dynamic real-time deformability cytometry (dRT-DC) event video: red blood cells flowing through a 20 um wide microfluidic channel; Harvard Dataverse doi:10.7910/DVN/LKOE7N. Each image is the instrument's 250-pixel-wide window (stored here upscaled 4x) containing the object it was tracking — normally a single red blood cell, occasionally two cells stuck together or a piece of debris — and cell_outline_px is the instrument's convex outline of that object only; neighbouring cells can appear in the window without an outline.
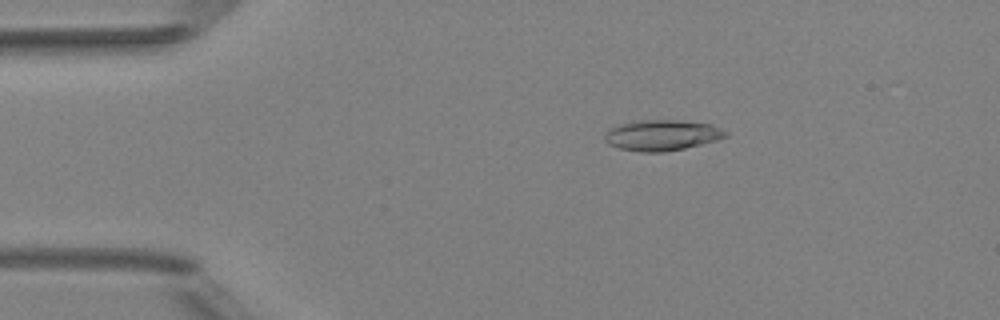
{"species": "Egyptian fruit bat (a non-hibernating species)", "species_latin": "Rousettus aegyptiacus", "temperature_condition": "room temperature", "stored_images_in_passage": 4, "camera_frame_rate_fps": 3000, "um_per_image_px": 0.085, "animal": {"sex": "female"}, "frame": {"image": 1, "passage_image": 1, "time_ms": 0.0, "image_size_px": [1000, 320], "cell_outline_px": [[728, 136], [716, 140], [684, 148], [664, 152], [640, 152], [620, 148], [608, 144], [604, 140], [604, 136], [612, 128], [620, 124], [640, 120], [676, 120], [712, 124], [728, 132]], "centroid_in_image_um": [56.28, 11.49], "position_along_channel_um": 28.7, "area_um2": 21.44}}
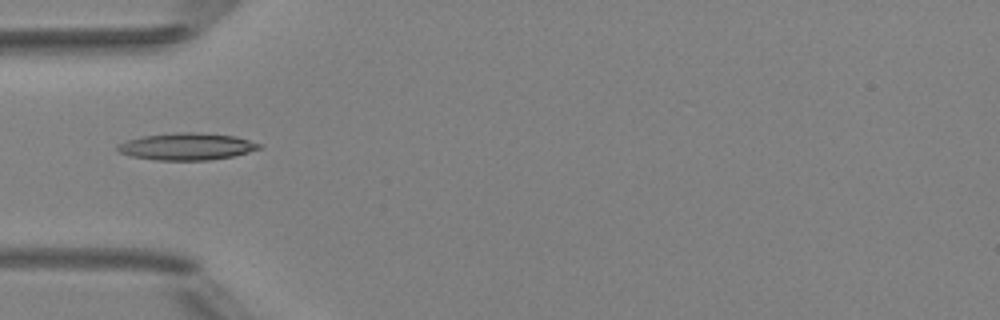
{"frame": {"image": 2, "passage_image": 3, "time_ms": 2.333, "image_size_px": [1000, 320], "cell_outline_px": [[264, 148], [232, 156], [208, 160], [156, 160], [132, 156], [120, 152], [116, 148], [116, 144], [128, 140], [144, 136], [176, 132], [196, 132], [236, 136], [264, 144]], "centroid_in_image_um": [15.93, 12.44], "position_along_channel_um": 69.1, "area_um2": 22.37}}
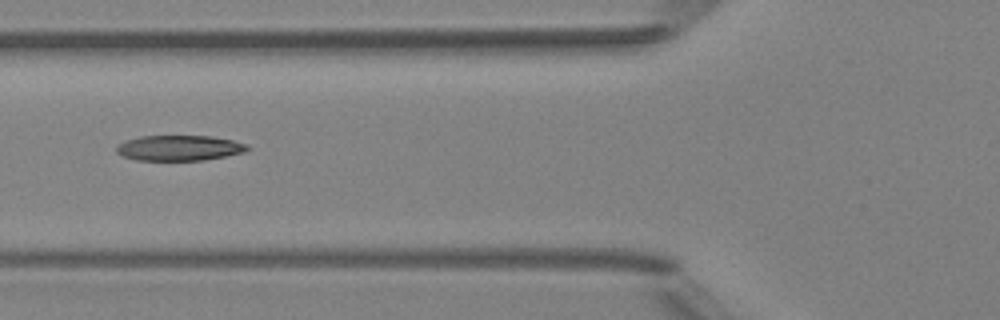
{"frame": {"image": 3, "passage_image": 4, "time_ms": 3.333, "image_size_px": [1000, 320], "cell_outline_px": [[248, 148], [244, 152], [204, 160], [136, 160], [124, 156], [116, 152], [116, 144], [124, 140], [140, 136], [212, 136], [232, 140], [248, 144]], "centroid_in_image_um": [15.19, 12.57], "position_along_channel_um": 110.6, "area_um2": 19.36}}